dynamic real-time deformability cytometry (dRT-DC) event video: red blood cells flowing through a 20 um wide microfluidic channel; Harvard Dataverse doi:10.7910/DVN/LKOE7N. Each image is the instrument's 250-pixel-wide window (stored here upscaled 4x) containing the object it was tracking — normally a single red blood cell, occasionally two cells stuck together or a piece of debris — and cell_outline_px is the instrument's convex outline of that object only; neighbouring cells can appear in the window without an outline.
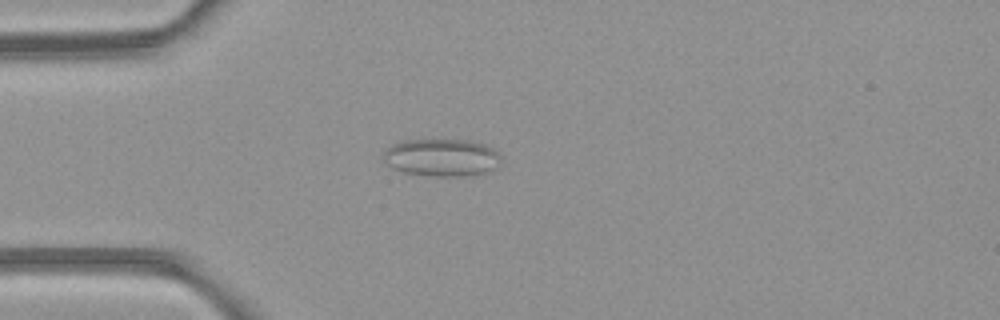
{"species": "common noctule bat (a hibernating species)", "species_latin": "Nyctalus noctula", "temperature_condition": "room temperature", "stored_images_in_passage": 1, "camera_frame_rate_fps": 3000, "um_per_image_px": 0.085, "animal": {"sex": "female", "body_mass_g": 21.9}, "frame": {"image": 1, "passage_image": 1, "time_ms": 0.0, "image_size_px": [1000, 320], "cell_outline_px": [[500, 164], [496, 168], [488, 172], [472, 176], [432, 176], [404, 172], [392, 168], [384, 160], [384, 152], [392, 144], [404, 140], [468, 140], [484, 144], [492, 148], [500, 156]], "centroid_in_image_um": [37.57, 13.4], "position_along_channel_um": 47.4, "area_um2": 25.78}}